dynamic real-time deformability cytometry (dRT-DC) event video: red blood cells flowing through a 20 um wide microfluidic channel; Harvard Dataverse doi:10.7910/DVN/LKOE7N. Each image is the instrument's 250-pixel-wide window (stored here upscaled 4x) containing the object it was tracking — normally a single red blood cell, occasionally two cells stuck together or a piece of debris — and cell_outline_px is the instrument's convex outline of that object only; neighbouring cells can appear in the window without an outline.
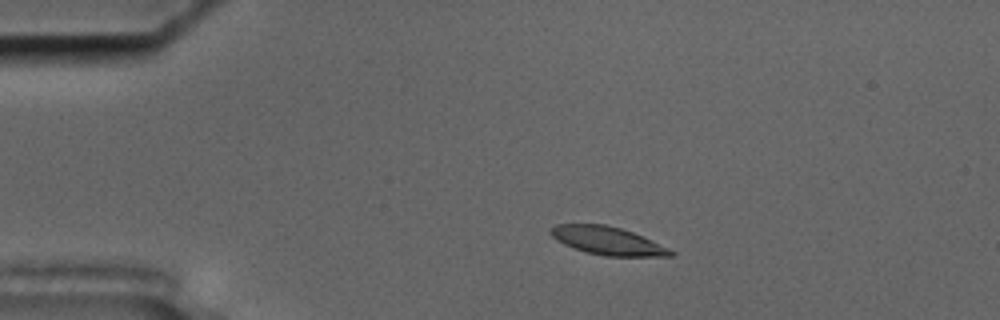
{"species": "common noctule bat (a hibernating species)", "species_latin": "Nyctalus noctula", "temperature_condition": "cold", "stored_images_in_passage": 53, "camera_frame_rate_fps": 3000, "um_per_image_px": 0.085, "animal": {"sex": "male", "body_mass_g": 17.5, "forearm_length_mm": 52.3}, "frame": {"image": 1, "passage_image": 8, "time_ms": 2.333, "image_size_px": [1000, 320], "cell_outline_px": [[676, 256], [604, 256], [584, 252], [564, 244], [556, 240], [548, 232], [548, 228], [556, 224], [604, 224], [620, 228], [644, 236], [676, 252]], "centroid_in_image_um": [51.63, 20.46], "position_along_channel_um": 33.4, "area_um2": 19.83}}
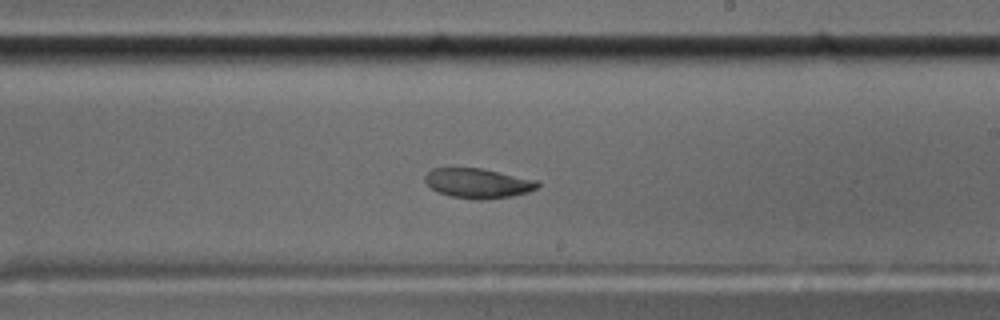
{"frame": {"image": 2, "passage_image": 30, "time_ms": 9.667, "image_size_px": [1000, 320], "cell_outline_px": [[540, 184], [536, 188], [528, 192], [512, 196], [484, 200], [476, 200], [452, 196], [440, 192], [432, 188], [424, 180], [424, 176], [432, 168], [480, 168], [540, 180]], "centroid_in_image_um": [40.67, 15.57], "position_along_channel_um": 248.3, "area_um2": 19.54}}
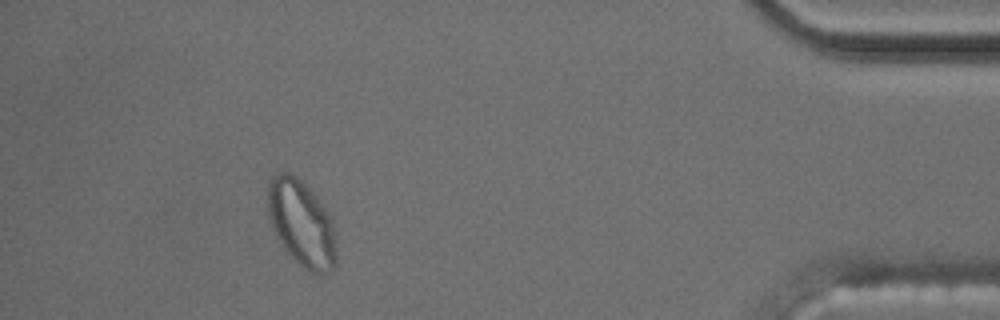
{"frame": {"image": 3, "passage_image": 48, "time_ms": 15.667, "image_size_px": [1000, 320], "cell_outline_px": [[336, 264], [332, 272], [320, 276], [304, 268], [284, 248], [276, 236], [272, 228], [268, 216], [268, 180], [276, 172], [288, 172], [296, 176], [316, 196], [332, 220], [336, 248]], "centroid_in_image_um": [25.63, 19.0], "position_along_channel_um": 409.6, "area_um2": 34.51}, "authors_computed_cell_mechanics": {"area_um2": 20.3456, "velocity_mm_per_s": 3.5771, "shape_relaxation_time_tau1_ms": null, "shape_relaxation_time_tau2_ms": 2.1833, "deformation_change_tau1": null, "deformation_change_tau2": 0.0506}}